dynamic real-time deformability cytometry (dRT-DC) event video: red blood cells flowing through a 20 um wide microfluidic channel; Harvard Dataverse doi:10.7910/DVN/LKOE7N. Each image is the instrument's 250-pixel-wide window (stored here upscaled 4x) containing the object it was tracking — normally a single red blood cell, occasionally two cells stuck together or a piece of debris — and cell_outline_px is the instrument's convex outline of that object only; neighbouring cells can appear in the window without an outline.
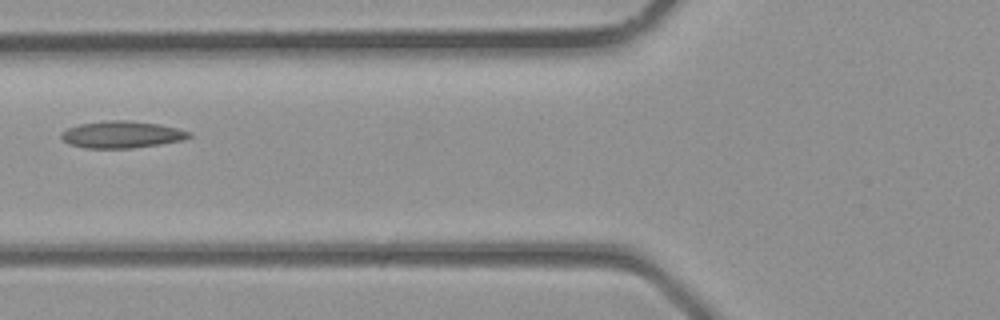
{"species": "common noctule bat (a hibernating species)", "species_latin": "Nyctalus noctula", "temperature_condition": "room temperature", "stored_images_in_passage": 5, "camera_frame_rate_fps": 3000, "um_per_image_px": 0.085, "animal": {"sex": "male", "body_mass_g": 23.1, "forearm_length_mm": 52.7}, "frame": {"image": 1, "passage_image": 5, "time_ms": 1.333, "image_size_px": [1000, 320], "cell_outline_px": [[192, 136], [180, 140], [160, 144], [132, 148], [84, 148], [68, 144], [60, 136], [68, 128], [80, 124], [108, 120], [128, 120], [156, 124], [176, 128], [192, 132]], "centroid_in_image_um": [10.34, 11.44], "position_along_channel_um": 115.5, "area_um2": 19.83}}